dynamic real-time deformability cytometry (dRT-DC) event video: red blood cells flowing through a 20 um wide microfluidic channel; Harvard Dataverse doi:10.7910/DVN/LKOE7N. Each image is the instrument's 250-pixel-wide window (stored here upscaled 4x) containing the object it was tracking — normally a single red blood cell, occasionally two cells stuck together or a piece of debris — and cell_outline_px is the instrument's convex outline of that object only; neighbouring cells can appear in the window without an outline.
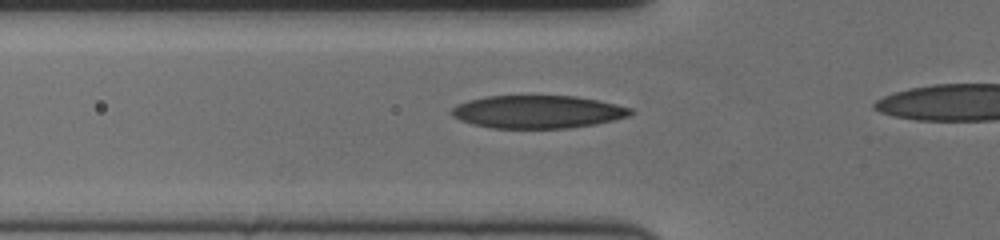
{"species": "human", "species_latin": "Homo sapiens", "temperature_condition": "cold", "stored_images_in_passage": 21, "camera_frame_rate_fps": 3000, "um_per_image_px": 0.085, "donor": {"sex": "female"}, "frame": {"image": 1, "passage_image": 15, "time_ms": 4.667, "image_size_px": [1000, 240], "cell_outline_px": [[636, 112], [628, 116], [596, 124], [568, 128], [492, 128], [472, 124], [460, 120], [452, 116], [452, 108], [456, 104], [468, 100], [488, 96], [576, 96], [616, 104], [632, 108]], "centroid_in_image_um": [45.7, 9.5], "position_along_channel_um": 80.1, "area_um2": 34.28}}
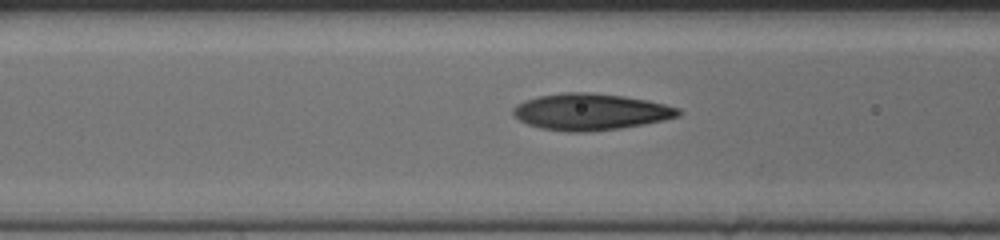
{"frame": {"image": 2, "passage_image": 18, "time_ms": 5.667, "image_size_px": [1000, 240], "cell_outline_px": [[680, 116], [664, 120], [644, 124], [620, 128], [588, 132], [568, 132], [540, 128], [528, 124], [520, 120], [512, 112], [512, 108], [516, 104], [524, 100], [540, 96], [564, 92], [592, 92], [624, 96], [648, 100], [680, 108]], "centroid_in_image_um": [50.2, 9.5], "position_along_channel_um": 116.4, "area_um2": 35.26}}